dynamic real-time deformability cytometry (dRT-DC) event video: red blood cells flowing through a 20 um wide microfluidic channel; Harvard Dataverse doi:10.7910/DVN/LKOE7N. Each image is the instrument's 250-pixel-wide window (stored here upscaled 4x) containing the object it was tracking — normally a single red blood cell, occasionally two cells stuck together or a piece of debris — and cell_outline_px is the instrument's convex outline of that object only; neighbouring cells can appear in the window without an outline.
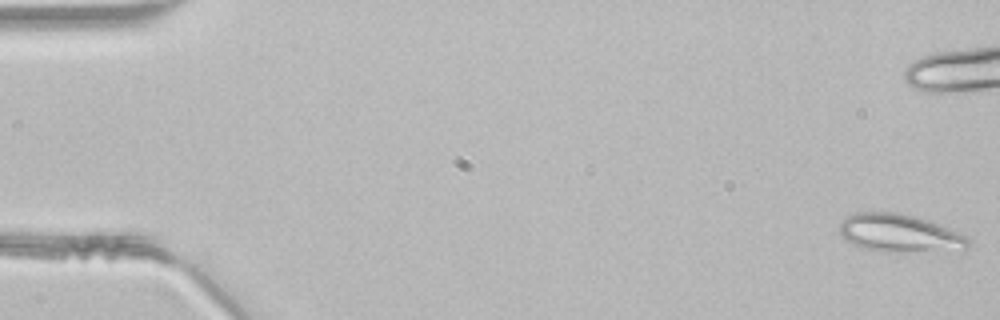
{"species": "common noctule bat (a hibernating species)", "species_latin": "Nyctalus noctula", "temperature_condition": "room temperature", "stored_images_in_passage": 48, "camera_frame_rate_fps": 3000, "um_per_image_px": 0.085, "animal": {"sex": "male", "body_mass_g": 21.5, "forearm_length_mm": 52.0}, "frame": {"image": 1, "passage_image": 1, "time_ms": 0.0, "image_size_px": [1000, 320], "cell_outline_px": [[968, 248], [964, 252], [884, 252], [860, 248], [844, 240], [840, 236], [840, 224], [848, 216], [856, 212], [900, 212], [932, 220], [968, 236]], "centroid_in_image_um": [76.55, 19.85], "position_along_channel_um": 8.5, "area_um2": 29.59}}